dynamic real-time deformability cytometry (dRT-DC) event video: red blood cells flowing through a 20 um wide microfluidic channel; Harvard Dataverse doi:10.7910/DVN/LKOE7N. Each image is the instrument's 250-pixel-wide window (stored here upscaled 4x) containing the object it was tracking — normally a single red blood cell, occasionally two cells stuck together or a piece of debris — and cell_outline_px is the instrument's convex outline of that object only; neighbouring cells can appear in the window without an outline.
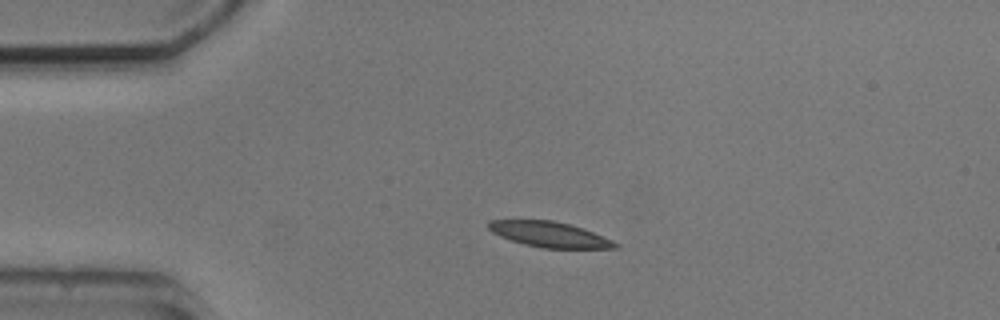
{"species": "common noctule bat (a hibernating species)", "species_latin": "Nyctalus noctula", "temperature_condition": "cold", "stored_images_in_passage": 3, "camera_frame_rate_fps": 3000, "um_per_image_px": 0.085, "animal": {"sex": "male", "body_mass_g": 20.5, "forearm_length_mm": 52.5}, "frame": {"image": 1, "passage_image": 1, "time_ms": 0.0, "image_size_px": [1000, 320], "cell_outline_px": [[620, 248], [540, 248], [524, 244], [500, 236], [492, 232], [488, 228], [488, 220], [552, 220], [584, 228], [612, 240], [620, 244]], "centroid_in_image_um": [46.73, 19.93], "position_along_channel_um": 38.3, "area_um2": 18.73}}